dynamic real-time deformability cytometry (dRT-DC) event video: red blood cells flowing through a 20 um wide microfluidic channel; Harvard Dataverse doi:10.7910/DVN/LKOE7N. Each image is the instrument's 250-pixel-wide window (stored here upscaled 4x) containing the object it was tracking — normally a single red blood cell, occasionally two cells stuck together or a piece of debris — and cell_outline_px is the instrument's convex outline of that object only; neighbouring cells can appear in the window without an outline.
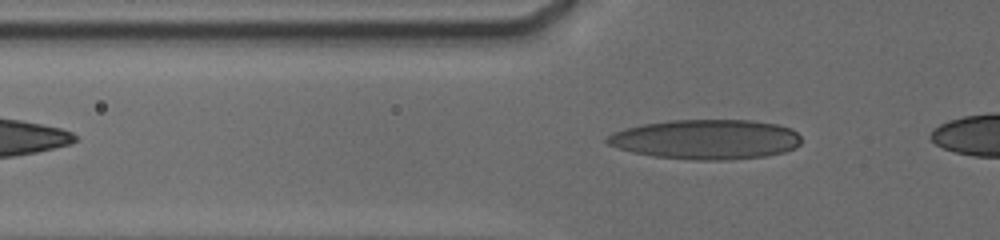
{"species": "human", "species_latin": "Homo sapiens", "temperature_condition": "cold", "stored_images_in_passage": 13, "camera_frame_rate_fps": 3000, "um_per_image_px": 0.085, "donor": {"sex": "male"}, "frame": {"image": 1, "passage_image": 6, "time_ms": 1.0, "image_size_px": [1000, 240], "cell_outline_px": [[800, 144], [784, 152], [764, 156], [724, 160], [700, 160], [656, 156], [632, 152], [608, 144], [604, 140], [612, 132], [624, 128], [644, 124], [668, 120], [752, 120], [780, 124], [792, 128], [800, 136]], "centroid_in_image_um": [60.03, 11.83], "position_along_channel_um": 65.8, "area_um2": 44.91}}